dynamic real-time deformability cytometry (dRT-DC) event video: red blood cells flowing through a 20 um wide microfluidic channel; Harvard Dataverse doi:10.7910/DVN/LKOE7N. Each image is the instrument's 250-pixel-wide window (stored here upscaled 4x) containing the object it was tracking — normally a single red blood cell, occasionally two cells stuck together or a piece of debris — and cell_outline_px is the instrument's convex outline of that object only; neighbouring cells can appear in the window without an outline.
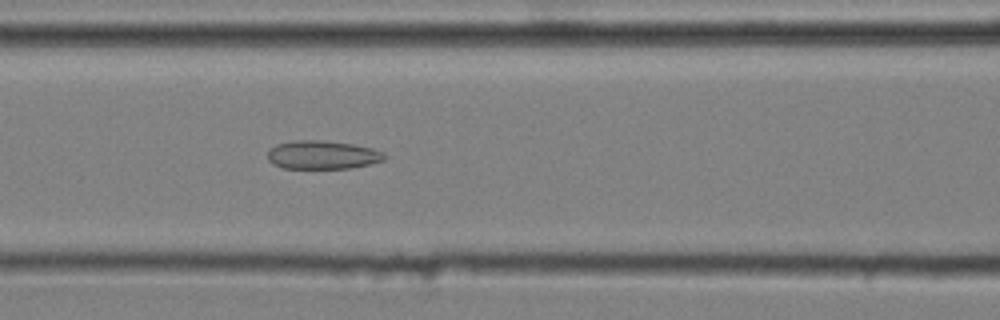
{"species": "common noctule bat (a hibernating species)", "species_latin": "Nyctalus noctula", "temperature_condition": "cold", "stored_images_in_passage": 43, "camera_frame_rate_fps": 3000, "um_per_image_px": 0.085, "animal": {"sex": "male", "body_mass_g": 20.4}, "frame": {"image": 1, "passage_image": 14, "time_ms": 4.333, "image_size_px": [1000, 320], "cell_outline_px": [[384, 160], [352, 168], [284, 168], [272, 164], [268, 160], [268, 152], [276, 144], [296, 140], [320, 140], [352, 144], [372, 148], [384, 152]], "centroid_in_image_um": [27.39, 13.16], "position_along_channel_um": 139.2, "area_um2": 19.25}}
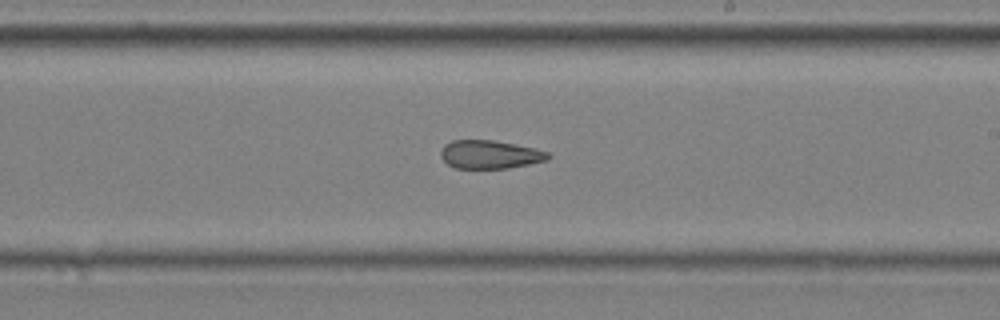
{"frame": {"image": 2, "passage_image": 23, "time_ms": 7.333, "image_size_px": [1000, 320], "cell_outline_px": [[552, 156], [548, 160], [508, 168], [456, 168], [448, 164], [440, 156], [440, 152], [444, 144], [452, 140], [492, 140], [536, 148], [548, 152]], "centroid_in_image_um": [41.65, 13.12], "position_along_channel_um": 247.4, "area_um2": 17.74}}
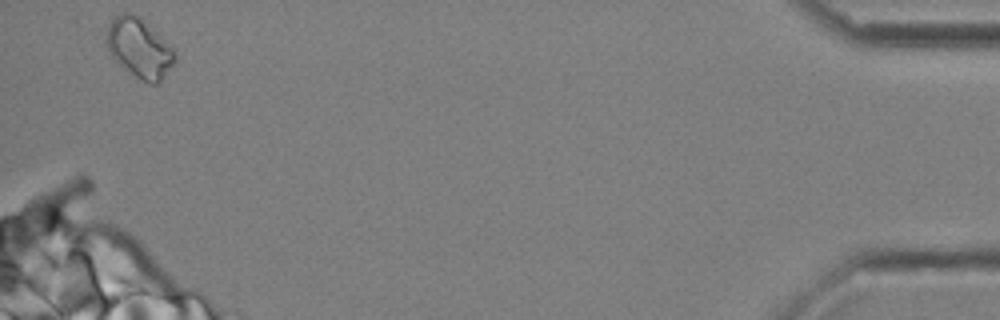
{"frame": {"image": 3, "passage_image": 43, "time_ms": 14.0, "image_size_px": [1000, 320], "cell_outline_px": [[176, 64], [160, 84], [148, 84], [140, 80], [128, 72], [108, 52], [104, 40], [108, 28], [112, 20], [116, 16], [124, 12], [132, 12], [172, 44], [176, 56]], "centroid_in_image_um": [11.89, 4.14], "position_along_channel_um": 423.3, "area_um2": 24.22}, "authors_computed_cell_mechanics": {"area_um2": 19.363, "velocity_mm_per_s": 3.6151, "shape_relaxation_time_tau1_ms": null, "shape_relaxation_time_tau2_ms": 4.1708, "deformation_change_tau1": null, "deformation_change_tau2": 0.134}}